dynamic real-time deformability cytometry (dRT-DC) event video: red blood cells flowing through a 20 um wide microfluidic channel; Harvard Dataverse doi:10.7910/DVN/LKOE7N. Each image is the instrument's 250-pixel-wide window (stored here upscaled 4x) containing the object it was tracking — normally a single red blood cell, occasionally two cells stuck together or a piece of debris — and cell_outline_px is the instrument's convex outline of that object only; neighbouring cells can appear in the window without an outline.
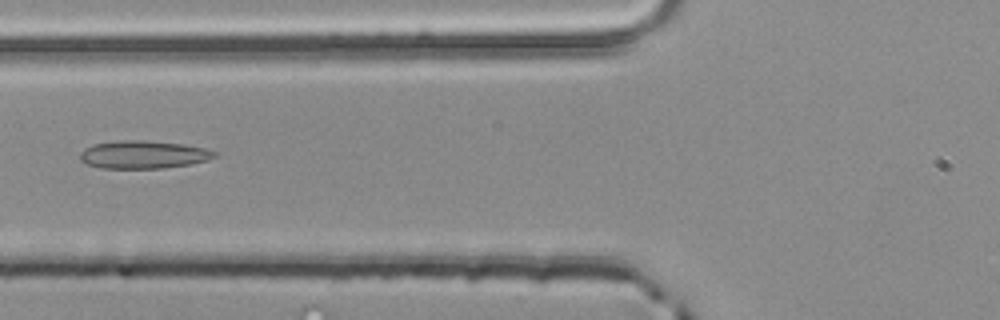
{"species": "common noctule bat (a hibernating species)", "species_latin": "Nyctalus noctula", "temperature_condition": "room temperature", "stored_images_in_passage": 4, "camera_frame_rate_fps": 3000, "um_per_image_px": 0.085, "animal": {"sex": "male", "body_mass_g": 20.4}, "frame": {"image": 1, "passage_image": 4, "time_ms": 1.0, "image_size_px": [1000, 320], "cell_outline_px": [[220, 156], [208, 160], [192, 164], [164, 168], [100, 168], [88, 164], [80, 160], [80, 152], [84, 148], [92, 144], [116, 140], [144, 140], [184, 144], [204, 148], [220, 152]], "centroid_in_image_um": [12.23, 13.13], "position_along_channel_um": 113.6, "area_um2": 22.25}}